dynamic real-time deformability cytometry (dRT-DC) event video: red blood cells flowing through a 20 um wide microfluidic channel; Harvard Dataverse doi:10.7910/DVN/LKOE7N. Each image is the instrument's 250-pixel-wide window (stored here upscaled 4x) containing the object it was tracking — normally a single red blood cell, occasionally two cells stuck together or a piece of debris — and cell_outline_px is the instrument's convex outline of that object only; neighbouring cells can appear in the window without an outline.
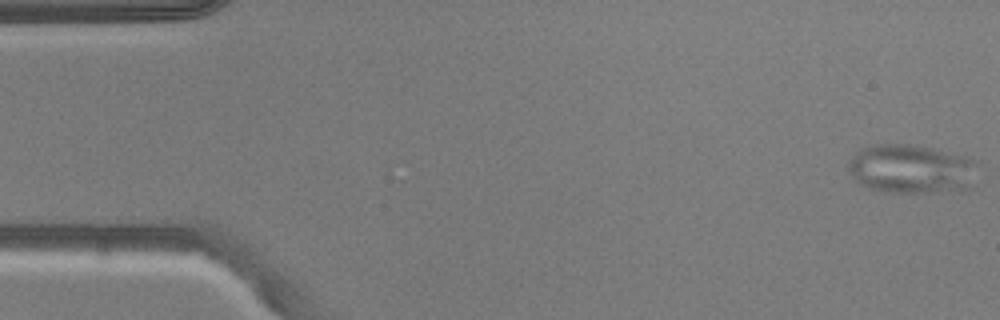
{"species": "common noctule bat (a hibernating species)", "species_latin": "Nyctalus noctula", "temperature_condition": "warm", "stored_images_in_passage": 50, "camera_frame_rate_fps": 3000, "um_per_image_px": 0.085, "animal": {"sex": "male", "body_mass_g": 20.5, "forearm_length_mm": 52.5}, "frame": {"image": 1, "passage_image": 1, "time_ms": 0.0, "image_size_px": [1000, 320], "cell_outline_px": [[980, 168], [976, 188], [968, 192], [892, 192], [872, 188], [860, 184], [848, 172], [848, 160], [860, 148], [876, 144], [912, 144], [932, 148], [980, 160]], "centroid_in_image_um": [77.64, 14.38], "position_along_channel_um": 7.4, "area_um2": 38.38}}
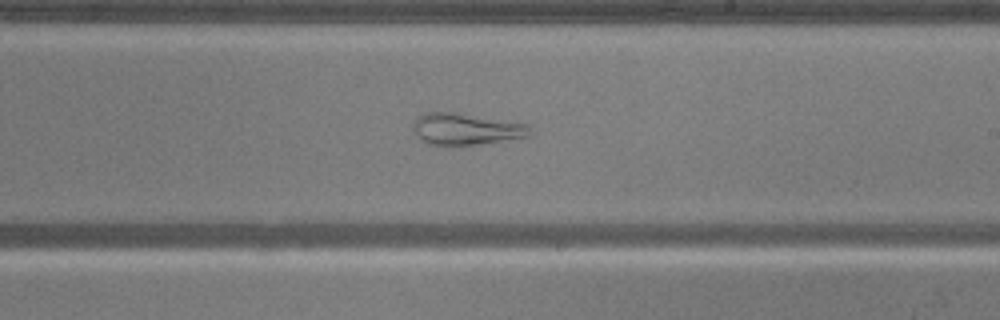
{"frame": {"image": 2, "passage_image": 29, "time_ms": 9.333, "image_size_px": [1000, 320], "cell_outline_px": [[532, 136], [480, 144], [428, 144], [420, 140], [416, 136], [412, 128], [412, 124], [416, 116], [424, 112], [456, 112], [528, 124], [532, 132]], "centroid_in_image_um": [39.59, 10.95], "position_along_channel_um": 249.4, "area_um2": 21.68}}
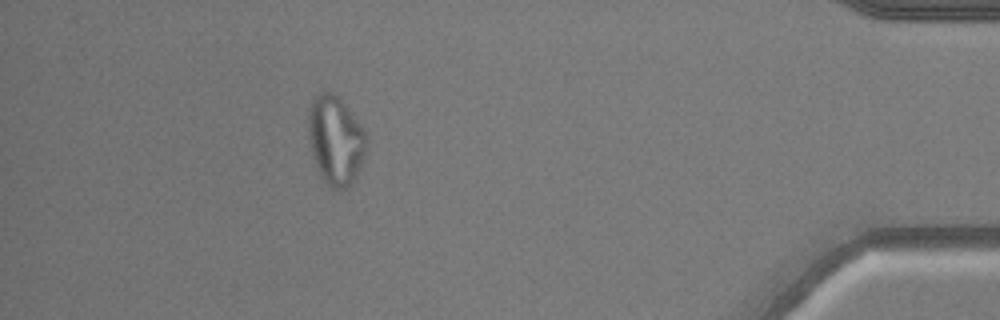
{"frame": {"image": 3, "passage_image": 45, "time_ms": 14.667, "image_size_px": [1000, 320], "cell_outline_px": [[364, 160], [356, 180], [340, 192], [332, 188], [320, 176], [316, 168], [312, 156], [308, 140], [308, 108], [312, 100], [320, 92], [332, 92], [348, 108], [364, 128]], "centroid_in_image_um": [28.49, 11.97], "position_along_channel_um": 406.7, "area_um2": 30.29}}